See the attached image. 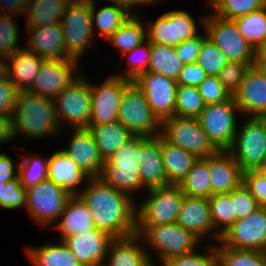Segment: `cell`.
<instances>
[{
    "instance_id": "cell-1",
    "label": "cell",
    "mask_w": 266,
    "mask_h": 266,
    "mask_svg": "<svg viewBox=\"0 0 266 266\" xmlns=\"http://www.w3.org/2000/svg\"><path fill=\"white\" fill-rule=\"evenodd\" d=\"M93 217L96 229L113 238L136 234V201L99 177L88 178L79 194Z\"/></svg>"
},
{
    "instance_id": "cell-2",
    "label": "cell",
    "mask_w": 266,
    "mask_h": 266,
    "mask_svg": "<svg viewBox=\"0 0 266 266\" xmlns=\"http://www.w3.org/2000/svg\"><path fill=\"white\" fill-rule=\"evenodd\" d=\"M11 117L15 139L21 135L39 141L63 135L56 119L54 100L29 91L19 92Z\"/></svg>"
},
{
    "instance_id": "cell-3",
    "label": "cell",
    "mask_w": 266,
    "mask_h": 266,
    "mask_svg": "<svg viewBox=\"0 0 266 266\" xmlns=\"http://www.w3.org/2000/svg\"><path fill=\"white\" fill-rule=\"evenodd\" d=\"M136 234L141 237L143 243H147L145 249L148 257L153 258L150 253L154 251L159 261L202 249V241L176 222L157 226H136ZM150 249L152 250L149 251Z\"/></svg>"
},
{
    "instance_id": "cell-4",
    "label": "cell",
    "mask_w": 266,
    "mask_h": 266,
    "mask_svg": "<svg viewBox=\"0 0 266 266\" xmlns=\"http://www.w3.org/2000/svg\"><path fill=\"white\" fill-rule=\"evenodd\" d=\"M233 143L228 151L243 172L266 163V118H240ZM241 125V126H240Z\"/></svg>"
},
{
    "instance_id": "cell-5",
    "label": "cell",
    "mask_w": 266,
    "mask_h": 266,
    "mask_svg": "<svg viewBox=\"0 0 266 266\" xmlns=\"http://www.w3.org/2000/svg\"><path fill=\"white\" fill-rule=\"evenodd\" d=\"M65 40L66 59L80 62L95 41L90 0H72L60 20Z\"/></svg>"
},
{
    "instance_id": "cell-6",
    "label": "cell",
    "mask_w": 266,
    "mask_h": 266,
    "mask_svg": "<svg viewBox=\"0 0 266 266\" xmlns=\"http://www.w3.org/2000/svg\"><path fill=\"white\" fill-rule=\"evenodd\" d=\"M146 191L148 197L136 202V226L175 223L184 200L179 185L169 184Z\"/></svg>"
},
{
    "instance_id": "cell-7",
    "label": "cell",
    "mask_w": 266,
    "mask_h": 266,
    "mask_svg": "<svg viewBox=\"0 0 266 266\" xmlns=\"http://www.w3.org/2000/svg\"><path fill=\"white\" fill-rule=\"evenodd\" d=\"M198 24L229 62L254 63L255 50L245 41L234 20L214 14L201 15Z\"/></svg>"
},
{
    "instance_id": "cell-8",
    "label": "cell",
    "mask_w": 266,
    "mask_h": 266,
    "mask_svg": "<svg viewBox=\"0 0 266 266\" xmlns=\"http://www.w3.org/2000/svg\"><path fill=\"white\" fill-rule=\"evenodd\" d=\"M81 74L65 88L55 102V114L59 127L88 128L91 113L90 80ZM68 125V126H67Z\"/></svg>"
},
{
    "instance_id": "cell-9",
    "label": "cell",
    "mask_w": 266,
    "mask_h": 266,
    "mask_svg": "<svg viewBox=\"0 0 266 266\" xmlns=\"http://www.w3.org/2000/svg\"><path fill=\"white\" fill-rule=\"evenodd\" d=\"M118 121L134 136L154 137L161 134V121L151 110L145 95L132 82L123 94Z\"/></svg>"
},
{
    "instance_id": "cell-10",
    "label": "cell",
    "mask_w": 266,
    "mask_h": 266,
    "mask_svg": "<svg viewBox=\"0 0 266 266\" xmlns=\"http://www.w3.org/2000/svg\"><path fill=\"white\" fill-rule=\"evenodd\" d=\"M238 116L242 115L232 97L221 103L206 104L198 120L212 145L217 150H228L238 128Z\"/></svg>"
},
{
    "instance_id": "cell-11",
    "label": "cell",
    "mask_w": 266,
    "mask_h": 266,
    "mask_svg": "<svg viewBox=\"0 0 266 266\" xmlns=\"http://www.w3.org/2000/svg\"><path fill=\"white\" fill-rule=\"evenodd\" d=\"M70 195L53 181L46 179L26 188V210L40 227H53L58 222Z\"/></svg>"
},
{
    "instance_id": "cell-12",
    "label": "cell",
    "mask_w": 266,
    "mask_h": 266,
    "mask_svg": "<svg viewBox=\"0 0 266 266\" xmlns=\"http://www.w3.org/2000/svg\"><path fill=\"white\" fill-rule=\"evenodd\" d=\"M169 143L196 155L198 158L208 157L217 149L209 141L198 118L172 116L161 123V134Z\"/></svg>"
},
{
    "instance_id": "cell-13",
    "label": "cell",
    "mask_w": 266,
    "mask_h": 266,
    "mask_svg": "<svg viewBox=\"0 0 266 266\" xmlns=\"http://www.w3.org/2000/svg\"><path fill=\"white\" fill-rule=\"evenodd\" d=\"M148 22H145L147 40L159 45L176 47L200 33L193 15L182 9L169 10L158 16L155 21Z\"/></svg>"
},
{
    "instance_id": "cell-14",
    "label": "cell",
    "mask_w": 266,
    "mask_h": 266,
    "mask_svg": "<svg viewBox=\"0 0 266 266\" xmlns=\"http://www.w3.org/2000/svg\"><path fill=\"white\" fill-rule=\"evenodd\" d=\"M132 82L114 74H110L98 85L90 81L91 113L89 125L118 121V111L123 94Z\"/></svg>"
},
{
    "instance_id": "cell-15",
    "label": "cell",
    "mask_w": 266,
    "mask_h": 266,
    "mask_svg": "<svg viewBox=\"0 0 266 266\" xmlns=\"http://www.w3.org/2000/svg\"><path fill=\"white\" fill-rule=\"evenodd\" d=\"M226 247L237 250H266V207H259L247 217L236 220L219 239Z\"/></svg>"
},
{
    "instance_id": "cell-16",
    "label": "cell",
    "mask_w": 266,
    "mask_h": 266,
    "mask_svg": "<svg viewBox=\"0 0 266 266\" xmlns=\"http://www.w3.org/2000/svg\"><path fill=\"white\" fill-rule=\"evenodd\" d=\"M79 67V62L73 59L44 60L28 91L55 100L58 94L83 74Z\"/></svg>"
},
{
    "instance_id": "cell-17",
    "label": "cell",
    "mask_w": 266,
    "mask_h": 266,
    "mask_svg": "<svg viewBox=\"0 0 266 266\" xmlns=\"http://www.w3.org/2000/svg\"><path fill=\"white\" fill-rule=\"evenodd\" d=\"M133 82L145 95L151 110L161 122L175 115L178 88L175 79L146 71Z\"/></svg>"
},
{
    "instance_id": "cell-18",
    "label": "cell",
    "mask_w": 266,
    "mask_h": 266,
    "mask_svg": "<svg viewBox=\"0 0 266 266\" xmlns=\"http://www.w3.org/2000/svg\"><path fill=\"white\" fill-rule=\"evenodd\" d=\"M232 97L242 118L266 116V77L256 65L250 66Z\"/></svg>"
},
{
    "instance_id": "cell-19",
    "label": "cell",
    "mask_w": 266,
    "mask_h": 266,
    "mask_svg": "<svg viewBox=\"0 0 266 266\" xmlns=\"http://www.w3.org/2000/svg\"><path fill=\"white\" fill-rule=\"evenodd\" d=\"M113 239L108 233L93 228L70 235L63 241L82 266H103Z\"/></svg>"
},
{
    "instance_id": "cell-20",
    "label": "cell",
    "mask_w": 266,
    "mask_h": 266,
    "mask_svg": "<svg viewBox=\"0 0 266 266\" xmlns=\"http://www.w3.org/2000/svg\"><path fill=\"white\" fill-rule=\"evenodd\" d=\"M70 140L64 149L67 154L89 178L99 177L103 168L104 160L93 135L88 128L71 129ZM67 147V148H66Z\"/></svg>"
},
{
    "instance_id": "cell-21",
    "label": "cell",
    "mask_w": 266,
    "mask_h": 266,
    "mask_svg": "<svg viewBox=\"0 0 266 266\" xmlns=\"http://www.w3.org/2000/svg\"><path fill=\"white\" fill-rule=\"evenodd\" d=\"M211 196L229 194L243 183V171L228 150H217L207 157Z\"/></svg>"
},
{
    "instance_id": "cell-22",
    "label": "cell",
    "mask_w": 266,
    "mask_h": 266,
    "mask_svg": "<svg viewBox=\"0 0 266 266\" xmlns=\"http://www.w3.org/2000/svg\"><path fill=\"white\" fill-rule=\"evenodd\" d=\"M176 223L191 231L201 241L212 237L215 244L216 230L213 226L208 198L184 195Z\"/></svg>"
},
{
    "instance_id": "cell-23",
    "label": "cell",
    "mask_w": 266,
    "mask_h": 266,
    "mask_svg": "<svg viewBox=\"0 0 266 266\" xmlns=\"http://www.w3.org/2000/svg\"><path fill=\"white\" fill-rule=\"evenodd\" d=\"M141 185L146 190L169 185L164 172L161 151V135L139 136Z\"/></svg>"
},
{
    "instance_id": "cell-24",
    "label": "cell",
    "mask_w": 266,
    "mask_h": 266,
    "mask_svg": "<svg viewBox=\"0 0 266 266\" xmlns=\"http://www.w3.org/2000/svg\"><path fill=\"white\" fill-rule=\"evenodd\" d=\"M25 47L44 60L66 59L65 40L60 23L29 27Z\"/></svg>"
},
{
    "instance_id": "cell-25",
    "label": "cell",
    "mask_w": 266,
    "mask_h": 266,
    "mask_svg": "<svg viewBox=\"0 0 266 266\" xmlns=\"http://www.w3.org/2000/svg\"><path fill=\"white\" fill-rule=\"evenodd\" d=\"M85 175L77 164L62 150L54 151L48 159V179L60 186L70 196L79 195L87 182Z\"/></svg>"
},
{
    "instance_id": "cell-26",
    "label": "cell",
    "mask_w": 266,
    "mask_h": 266,
    "mask_svg": "<svg viewBox=\"0 0 266 266\" xmlns=\"http://www.w3.org/2000/svg\"><path fill=\"white\" fill-rule=\"evenodd\" d=\"M59 232V240L95 228L89 208L79 195L70 196L58 222L53 225Z\"/></svg>"
},
{
    "instance_id": "cell-27",
    "label": "cell",
    "mask_w": 266,
    "mask_h": 266,
    "mask_svg": "<svg viewBox=\"0 0 266 266\" xmlns=\"http://www.w3.org/2000/svg\"><path fill=\"white\" fill-rule=\"evenodd\" d=\"M43 61L44 59L24 46L14 56L7 59V77L20 92L28 91Z\"/></svg>"
},
{
    "instance_id": "cell-28",
    "label": "cell",
    "mask_w": 266,
    "mask_h": 266,
    "mask_svg": "<svg viewBox=\"0 0 266 266\" xmlns=\"http://www.w3.org/2000/svg\"><path fill=\"white\" fill-rule=\"evenodd\" d=\"M144 245L138 234L114 238L109 244L103 266H142L148 258Z\"/></svg>"
},
{
    "instance_id": "cell-29",
    "label": "cell",
    "mask_w": 266,
    "mask_h": 266,
    "mask_svg": "<svg viewBox=\"0 0 266 266\" xmlns=\"http://www.w3.org/2000/svg\"><path fill=\"white\" fill-rule=\"evenodd\" d=\"M162 160L168 184L179 185L191 170L198 157L161 136Z\"/></svg>"
},
{
    "instance_id": "cell-30",
    "label": "cell",
    "mask_w": 266,
    "mask_h": 266,
    "mask_svg": "<svg viewBox=\"0 0 266 266\" xmlns=\"http://www.w3.org/2000/svg\"><path fill=\"white\" fill-rule=\"evenodd\" d=\"M99 178L112 188L128 194L136 202L137 194L145 190L141 185L139 165H103Z\"/></svg>"
},
{
    "instance_id": "cell-31",
    "label": "cell",
    "mask_w": 266,
    "mask_h": 266,
    "mask_svg": "<svg viewBox=\"0 0 266 266\" xmlns=\"http://www.w3.org/2000/svg\"><path fill=\"white\" fill-rule=\"evenodd\" d=\"M26 255L32 266H82L64 241L29 246Z\"/></svg>"
},
{
    "instance_id": "cell-32",
    "label": "cell",
    "mask_w": 266,
    "mask_h": 266,
    "mask_svg": "<svg viewBox=\"0 0 266 266\" xmlns=\"http://www.w3.org/2000/svg\"><path fill=\"white\" fill-rule=\"evenodd\" d=\"M88 130L93 135L104 161L111 158L116 150L134 137L119 121L107 124L88 125Z\"/></svg>"
},
{
    "instance_id": "cell-33",
    "label": "cell",
    "mask_w": 266,
    "mask_h": 266,
    "mask_svg": "<svg viewBox=\"0 0 266 266\" xmlns=\"http://www.w3.org/2000/svg\"><path fill=\"white\" fill-rule=\"evenodd\" d=\"M96 0H90V9L92 16V26L95 35L98 38L107 39L115 33L118 28L130 17V15L115 5L101 6L100 9H96Z\"/></svg>"
},
{
    "instance_id": "cell-34",
    "label": "cell",
    "mask_w": 266,
    "mask_h": 266,
    "mask_svg": "<svg viewBox=\"0 0 266 266\" xmlns=\"http://www.w3.org/2000/svg\"><path fill=\"white\" fill-rule=\"evenodd\" d=\"M72 0H31L25 17L26 28L60 23Z\"/></svg>"
},
{
    "instance_id": "cell-35",
    "label": "cell",
    "mask_w": 266,
    "mask_h": 266,
    "mask_svg": "<svg viewBox=\"0 0 266 266\" xmlns=\"http://www.w3.org/2000/svg\"><path fill=\"white\" fill-rule=\"evenodd\" d=\"M107 40L124 55L147 40L146 24L139 15L130 16Z\"/></svg>"
},
{
    "instance_id": "cell-36",
    "label": "cell",
    "mask_w": 266,
    "mask_h": 266,
    "mask_svg": "<svg viewBox=\"0 0 266 266\" xmlns=\"http://www.w3.org/2000/svg\"><path fill=\"white\" fill-rule=\"evenodd\" d=\"M184 64L172 46L151 43V58L148 71L177 80Z\"/></svg>"
},
{
    "instance_id": "cell-37",
    "label": "cell",
    "mask_w": 266,
    "mask_h": 266,
    "mask_svg": "<svg viewBox=\"0 0 266 266\" xmlns=\"http://www.w3.org/2000/svg\"><path fill=\"white\" fill-rule=\"evenodd\" d=\"M179 187L184 195L191 197H211L210 175L207 171V157L198 158L180 182Z\"/></svg>"
},
{
    "instance_id": "cell-38",
    "label": "cell",
    "mask_w": 266,
    "mask_h": 266,
    "mask_svg": "<svg viewBox=\"0 0 266 266\" xmlns=\"http://www.w3.org/2000/svg\"><path fill=\"white\" fill-rule=\"evenodd\" d=\"M211 218L216 230V241L237 220L232 203V191L229 194H215L208 198Z\"/></svg>"
},
{
    "instance_id": "cell-39",
    "label": "cell",
    "mask_w": 266,
    "mask_h": 266,
    "mask_svg": "<svg viewBox=\"0 0 266 266\" xmlns=\"http://www.w3.org/2000/svg\"><path fill=\"white\" fill-rule=\"evenodd\" d=\"M245 41L256 50L266 39V7L234 19Z\"/></svg>"
},
{
    "instance_id": "cell-40",
    "label": "cell",
    "mask_w": 266,
    "mask_h": 266,
    "mask_svg": "<svg viewBox=\"0 0 266 266\" xmlns=\"http://www.w3.org/2000/svg\"><path fill=\"white\" fill-rule=\"evenodd\" d=\"M218 266H266L264 251L237 250L216 242Z\"/></svg>"
},
{
    "instance_id": "cell-41",
    "label": "cell",
    "mask_w": 266,
    "mask_h": 266,
    "mask_svg": "<svg viewBox=\"0 0 266 266\" xmlns=\"http://www.w3.org/2000/svg\"><path fill=\"white\" fill-rule=\"evenodd\" d=\"M18 162V177L24 188L36 185L48 179V159L47 156L30 155L25 153ZM45 158V159H44Z\"/></svg>"
},
{
    "instance_id": "cell-42",
    "label": "cell",
    "mask_w": 266,
    "mask_h": 266,
    "mask_svg": "<svg viewBox=\"0 0 266 266\" xmlns=\"http://www.w3.org/2000/svg\"><path fill=\"white\" fill-rule=\"evenodd\" d=\"M205 105L198 87L178 85L175 104L176 116L198 118Z\"/></svg>"
},
{
    "instance_id": "cell-43",
    "label": "cell",
    "mask_w": 266,
    "mask_h": 266,
    "mask_svg": "<svg viewBox=\"0 0 266 266\" xmlns=\"http://www.w3.org/2000/svg\"><path fill=\"white\" fill-rule=\"evenodd\" d=\"M266 7V0H217L212 13L220 18L234 20Z\"/></svg>"
},
{
    "instance_id": "cell-44",
    "label": "cell",
    "mask_w": 266,
    "mask_h": 266,
    "mask_svg": "<svg viewBox=\"0 0 266 266\" xmlns=\"http://www.w3.org/2000/svg\"><path fill=\"white\" fill-rule=\"evenodd\" d=\"M122 56H126L128 65L123 69V72H115L114 75L134 81L139 75L148 71L151 58V43L146 40Z\"/></svg>"
},
{
    "instance_id": "cell-45",
    "label": "cell",
    "mask_w": 266,
    "mask_h": 266,
    "mask_svg": "<svg viewBox=\"0 0 266 266\" xmlns=\"http://www.w3.org/2000/svg\"><path fill=\"white\" fill-rule=\"evenodd\" d=\"M196 63L205 71L207 76H218L229 61L218 47L206 37L201 45Z\"/></svg>"
},
{
    "instance_id": "cell-46",
    "label": "cell",
    "mask_w": 266,
    "mask_h": 266,
    "mask_svg": "<svg viewBox=\"0 0 266 266\" xmlns=\"http://www.w3.org/2000/svg\"><path fill=\"white\" fill-rule=\"evenodd\" d=\"M13 16L0 14V57L14 56L20 49L18 24Z\"/></svg>"
},
{
    "instance_id": "cell-47",
    "label": "cell",
    "mask_w": 266,
    "mask_h": 266,
    "mask_svg": "<svg viewBox=\"0 0 266 266\" xmlns=\"http://www.w3.org/2000/svg\"><path fill=\"white\" fill-rule=\"evenodd\" d=\"M201 252L199 248L186 255L175 256L164 261L166 266H218L215 244L210 243Z\"/></svg>"
},
{
    "instance_id": "cell-48",
    "label": "cell",
    "mask_w": 266,
    "mask_h": 266,
    "mask_svg": "<svg viewBox=\"0 0 266 266\" xmlns=\"http://www.w3.org/2000/svg\"><path fill=\"white\" fill-rule=\"evenodd\" d=\"M26 189L20 183L19 177L8 181L0 182V207L2 209L16 210L26 209Z\"/></svg>"
},
{
    "instance_id": "cell-49",
    "label": "cell",
    "mask_w": 266,
    "mask_h": 266,
    "mask_svg": "<svg viewBox=\"0 0 266 266\" xmlns=\"http://www.w3.org/2000/svg\"><path fill=\"white\" fill-rule=\"evenodd\" d=\"M254 63L229 62L219 73L218 78L233 96L239 89L245 74Z\"/></svg>"
},
{
    "instance_id": "cell-50",
    "label": "cell",
    "mask_w": 266,
    "mask_h": 266,
    "mask_svg": "<svg viewBox=\"0 0 266 266\" xmlns=\"http://www.w3.org/2000/svg\"><path fill=\"white\" fill-rule=\"evenodd\" d=\"M198 90L205 104L221 103L232 98L218 76H207L198 86Z\"/></svg>"
},
{
    "instance_id": "cell-51",
    "label": "cell",
    "mask_w": 266,
    "mask_h": 266,
    "mask_svg": "<svg viewBox=\"0 0 266 266\" xmlns=\"http://www.w3.org/2000/svg\"><path fill=\"white\" fill-rule=\"evenodd\" d=\"M103 165H140L139 136L122 145Z\"/></svg>"
},
{
    "instance_id": "cell-52",
    "label": "cell",
    "mask_w": 266,
    "mask_h": 266,
    "mask_svg": "<svg viewBox=\"0 0 266 266\" xmlns=\"http://www.w3.org/2000/svg\"><path fill=\"white\" fill-rule=\"evenodd\" d=\"M232 203L237 220L247 217L259 208L256 200L243 183L232 191Z\"/></svg>"
},
{
    "instance_id": "cell-53",
    "label": "cell",
    "mask_w": 266,
    "mask_h": 266,
    "mask_svg": "<svg viewBox=\"0 0 266 266\" xmlns=\"http://www.w3.org/2000/svg\"><path fill=\"white\" fill-rule=\"evenodd\" d=\"M202 30L204 31L202 35L199 33L174 47L178 58L184 65L196 62L203 40L207 37L206 31Z\"/></svg>"
},
{
    "instance_id": "cell-54",
    "label": "cell",
    "mask_w": 266,
    "mask_h": 266,
    "mask_svg": "<svg viewBox=\"0 0 266 266\" xmlns=\"http://www.w3.org/2000/svg\"><path fill=\"white\" fill-rule=\"evenodd\" d=\"M243 184L250 191L259 207H266V181L255 171L243 172Z\"/></svg>"
},
{
    "instance_id": "cell-55",
    "label": "cell",
    "mask_w": 266,
    "mask_h": 266,
    "mask_svg": "<svg viewBox=\"0 0 266 266\" xmlns=\"http://www.w3.org/2000/svg\"><path fill=\"white\" fill-rule=\"evenodd\" d=\"M19 92L7 76L0 79V115H12Z\"/></svg>"
},
{
    "instance_id": "cell-56",
    "label": "cell",
    "mask_w": 266,
    "mask_h": 266,
    "mask_svg": "<svg viewBox=\"0 0 266 266\" xmlns=\"http://www.w3.org/2000/svg\"><path fill=\"white\" fill-rule=\"evenodd\" d=\"M206 77L205 71L195 62L184 65L176 81L178 85L198 87Z\"/></svg>"
},
{
    "instance_id": "cell-57",
    "label": "cell",
    "mask_w": 266,
    "mask_h": 266,
    "mask_svg": "<svg viewBox=\"0 0 266 266\" xmlns=\"http://www.w3.org/2000/svg\"><path fill=\"white\" fill-rule=\"evenodd\" d=\"M19 167L14 165L13 158L5 152H0V182L7 183L18 177Z\"/></svg>"
},
{
    "instance_id": "cell-58",
    "label": "cell",
    "mask_w": 266,
    "mask_h": 266,
    "mask_svg": "<svg viewBox=\"0 0 266 266\" xmlns=\"http://www.w3.org/2000/svg\"><path fill=\"white\" fill-rule=\"evenodd\" d=\"M31 0H0V14L19 16L25 15Z\"/></svg>"
},
{
    "instance_id": "cell-59",
    "label": "cell",
    "mask_w": 266,
    "mask_h": 266,
    "mask_svg": "<svg viewBox=\"0 0 266 266\" xmlns=\"http://www.w3.org/2000/svg\"><path fill=\"white\" fill-rule=\"evenodd\" d=\"M108 2H111L115 6H119L123 10H125L130 16H138V8L137 6H151L154 5V3H158L156 0H107ZM136 8V9H135ZM134 12H131L133 11Z\"/></svg>"
},
{
    "instance_id": "cell-60",
    "label": "cell",
    "mask_w": 266,
    "mask_h": 266,
    "mask_svg": "<svg viewBox=\"0 0 266 266\" xmlns=\"http://www.w3.org/2000/svg\"><path fill=\"white\" fill-rule=\"evenodd\" d=\"M15 139L11 116L0 115V145Z\"/></svg>"
},
{
    "instance_id": "cell-61",
    "label": "cell",
    "mask_w": 266,
    "mask_h": 266,
    "mask_svg": "<svg viewBox=\"0 0 266 266\" xmlns=\"http://www.w3.org/2000/svg\"><path fill=\"white\" fill-rule=\"evenodd\" d=\"M254 62H266V39L255 50Z\"/></svg>"
},
{
    "instance_id": "cell-62",
    "label": "cell",
    "mask_w": 266,
    "mask_h": 266,
    "mask_svg": "<svg viewBox=\"0 0 266 266\" xmlns=\"http://www.w3.org/2000/svg\"><path fill=\"white\" fill-rule=\"evenodd\" d=\"M7 76V59L0 57V79Z\"/></svg>"
},
{
    "instance_id": "cell-63",
    "label": "cell",
    "mask_w": 266,
    "mask_h": 266,
    "mask_svg": "<svg viewBox=\"0 0 266 266\" xmlns=\"http://www.w3.org/2000/svg\"><path fill=\"white\" fill-rule=\"evenodd\" d=\"M255 171L266 181V163L257 167Z\"/></svg>"
},
{
    "instance_id": "cell-64",
    "label": "cell",
    "mask_w": 266,
    "mask_h": 266,
    "mask_svg": "<svg viewBox=\"0 0 266 266\" xmlns=\"http://www.w3.org/2000/svg\"><path fill=\"white\" fill-rule=\"evenodd\" d=\"M153 260H154L153 258H149L148 257L146 259V261L142 264V266H158V264H155ZM160 262H161L160 263V266H166L165 263H164V261H161L160 260Z\"/></svg>"
},
{
    "instance_id": "cell-65",
    "label": "cell",
    "mask_w": 266,
    "mask_h": 266,
    "mask_svg": "<svg viewBox=\"0 0 266 266\" xmlns=\"http://www.w3.org/2000/svg\"><path fill=\"white\" fill-rule=\"evenodd\" d=\"M254 65H256L266 77V62H254Z\"/></svg>"
},
{
    "instance_id": "cell-66",
    "label": "cell",
    "mask_w": 266,
    "mask_h": 266,
    "mask_svg": "<svg viewBox=\"0 0 266 266\" xmlns=\"http://www.w3.org/2000/svg\"><path fill=\"white\" fill-rule=\"evenodd\" d=\"M216 1L217 0H207L206 2H207L208 7L211 8L216 3Z\"/></svg>"
}]
</instances>
